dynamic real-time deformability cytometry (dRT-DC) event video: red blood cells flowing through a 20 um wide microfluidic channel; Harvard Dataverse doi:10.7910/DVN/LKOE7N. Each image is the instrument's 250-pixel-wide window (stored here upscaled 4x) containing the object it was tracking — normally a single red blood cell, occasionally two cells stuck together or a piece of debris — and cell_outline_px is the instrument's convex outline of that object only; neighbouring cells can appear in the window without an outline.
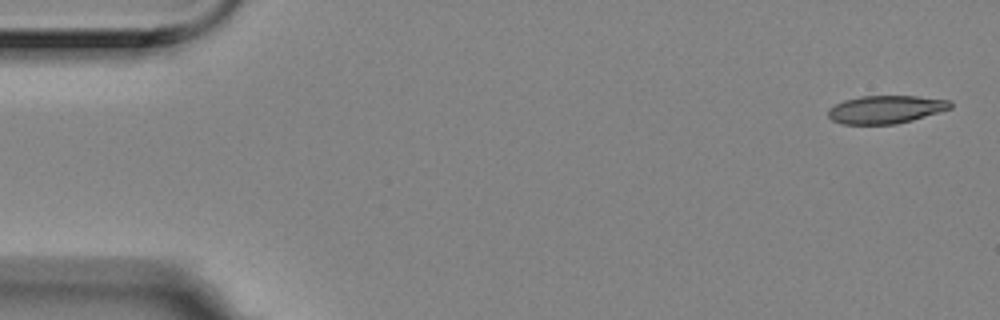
{"species": "Egyptian fruit bat (a non-hibernating species)", "species_latin": "Rousettus aegyptiacus", "temperature_condition": "room temperature", "stored_images_in_passage": 5, "camera_frame_rate_fps": 3000, "um_per_image_px": 0.085, "animal": {"sex": "female"}, "frame": {"image": 1, "passage_image": 1, "time_ms": 0.0, "image_size_px": [1000, 320], "cell_outline_px": [[952, 108], [912, 120], [896, 124], [840, 124], [832, 120], [828, 116], [828, 108], [844, 100], [860, 96], [916, 96], [952, 100]], "centroid_in_image_um": [75.29, 9.3], "position_along_channel_um": 9.7, "area_um2": 20.0}}
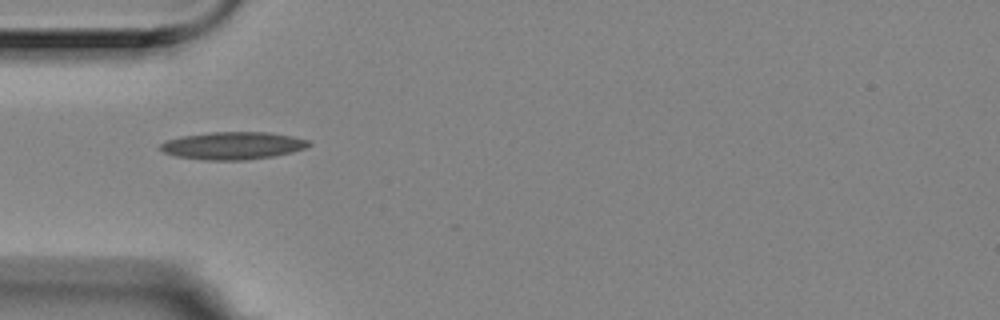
{"frame": {"image": 2, "passage_image": 5, "time_ms": 1.333, "image_size_px": [1000, 320], "cell_outline_px": [[312, 144], [304, 148], [292, 152], [272, 156], [248, 160], [204, 160], [176, 156], [164, 152], [156, 148], [160, 144], [168, 140], [180, 136], [212, 132], [268, 132], [292, 136], [308, 140]], "centroid_in_image_um": [19.76, 12.38], "position_along_channel_um": 65.2, "area_um2": 23.87}}